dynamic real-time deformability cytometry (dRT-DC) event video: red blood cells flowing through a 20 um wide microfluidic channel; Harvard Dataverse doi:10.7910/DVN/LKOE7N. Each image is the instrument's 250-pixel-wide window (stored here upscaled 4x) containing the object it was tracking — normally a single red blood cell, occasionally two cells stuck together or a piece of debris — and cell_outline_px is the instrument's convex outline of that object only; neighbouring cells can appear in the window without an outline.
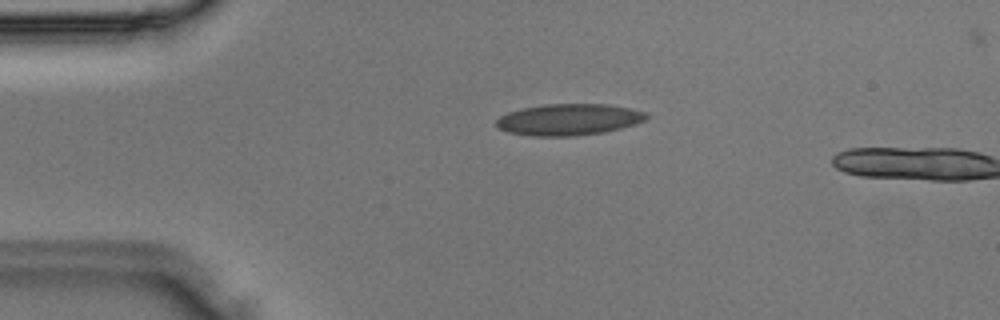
{"species": "Egyptian fruit bat (a non-hibernating species)", "species_latin": "Rousettus aegyptiacus", "temperature_condition": "room temperature", "stored_images_in_passage": 3, "camera_frame_rate_fps": 3000, "um_per_image_px": 0.085, "animal": {"sex": "male"}, "frame": {"image": 1, "passage_image": 2, "time_ms": 0.333, "image_size_px": [1000, 320], "cell_outline_px": [[652, 116], [636, 124], [604, 132], [572, 136], [532, 136], [508, 132], [496, 128], [496, 120], [500, 116], [508, 112], [524, 108], [544, 104], [608, 104], [648, 112]], "centroid_in_image_um": [48.36, 10.16], "position_along_channel_um": 36.6, "area_um2": 27.63}}